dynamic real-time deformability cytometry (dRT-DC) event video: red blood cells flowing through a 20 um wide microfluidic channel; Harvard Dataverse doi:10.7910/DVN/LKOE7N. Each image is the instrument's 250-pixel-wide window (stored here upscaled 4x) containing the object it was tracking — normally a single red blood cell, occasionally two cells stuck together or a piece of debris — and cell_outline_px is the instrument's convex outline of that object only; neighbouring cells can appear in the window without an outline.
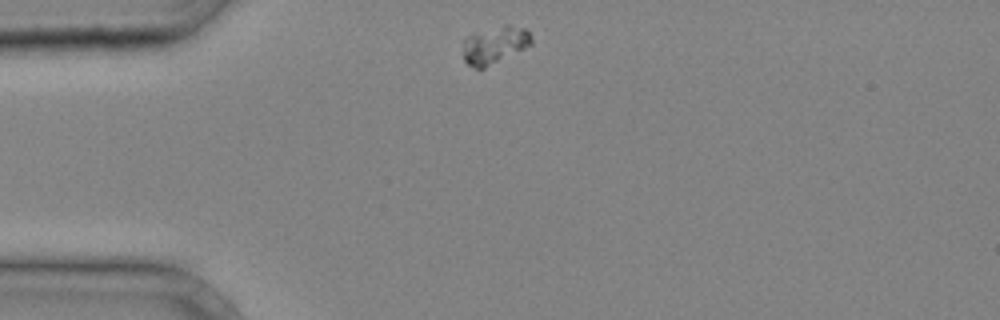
{"species": "common noctule bat (a hibernating species)", "species_latin": "Nyctalus noctula", "temperature_condition": "cold", "stored_images_in_passage": 25, "camera_frame_rate_fps": 3000, "um_per_image_px": 0.085, "animal": {"sex": "male", "body_mass_g": 20.4}, "frame": {"image": 1, "passage_image": 1, "time_ms": 0.0, "image_size_px": [1000, 320], "cell_outline_px": [[532, 44], [484, 68], [476, 68], [468, 64], [464, 60], [464, 40], [468, 36], [476, 32], [504, 24], [508, 24], [524, 28], [532, 36]], "centroid_in_image_um": [42.06, 3.8], "position_along_channel_um": 42.9, "area_um2": 14.68}}
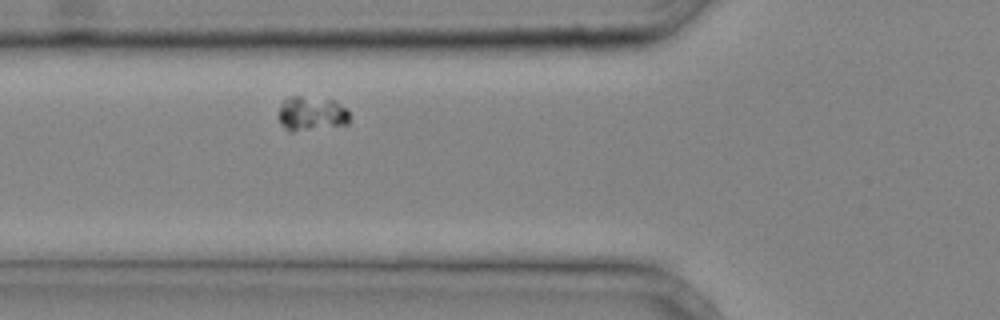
{"frame": {"image": 2, "passage_image": 6, "time_ms": 1.667, "image_size_px": [1000, 320], "cell_outline_px": [[348, 124], [292, 132], [288, 132], [280, 120], [280, 108], [284, 100], [288, 96], [300, 96], [332, 100], [348, 108]], "centroid_in_image_um": [26.49, 9.66], "position_along_channel_um": 99.3, "area_um2": 14.05}}
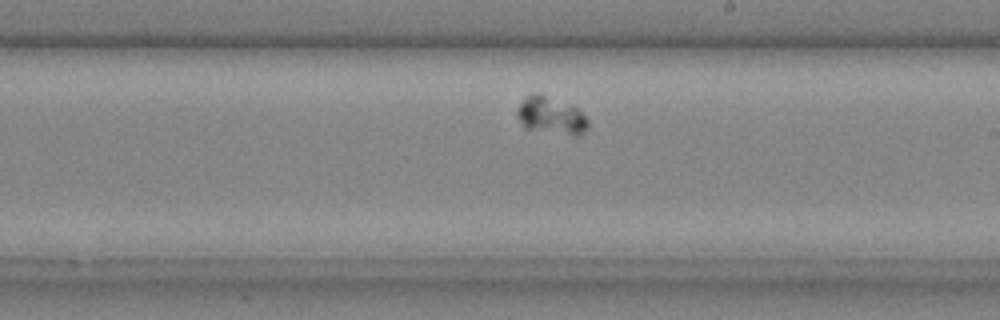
{"frame": {"image": 3, "passage_image": 15, "time_ms": 4.667, "image_size_px": [1000, 320], "cell_outline_px": [[588, 128], [576, 136], [524, 128], [516, 116], [516, 108], [532, 92], [572, 104], [588, 120]], "centroid_in_image_um": [46.81, 9.83], "position_along_channel_um": 242.2, "area_um2": 15.26}}